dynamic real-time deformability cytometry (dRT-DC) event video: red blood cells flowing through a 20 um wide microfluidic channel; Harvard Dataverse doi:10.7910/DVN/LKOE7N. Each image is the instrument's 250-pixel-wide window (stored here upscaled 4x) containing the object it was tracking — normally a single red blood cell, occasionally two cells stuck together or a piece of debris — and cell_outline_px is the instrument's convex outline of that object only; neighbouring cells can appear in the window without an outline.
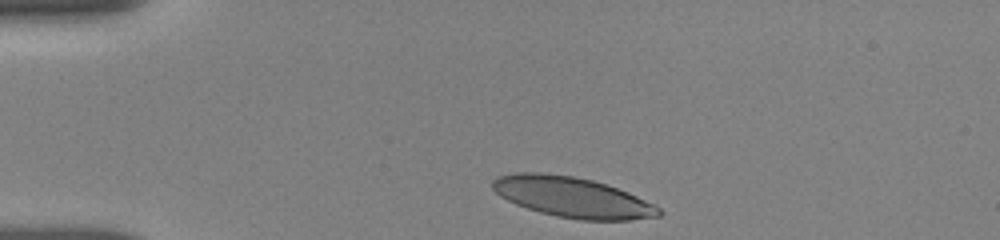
{"species": "human", "species_latin": "Homo sapiens", "temperature_condition": "room temperature", "stored_images_in_passage": 25, "camera_frame_rate_fps": 3000, "um_per_image_px": 0.085, "donor": {"sex": "female"}, "frame": {"image": 1, "passage_image": 1, "time_ms": 0.0, "image_size_px": [1000, 240], "cell_outline_px": [[664, 212], [660, 216], [632, 220], [580, 220], [556, 216], [540, 212], [516, 204], [500, 196], [492, 188], [492, 180], [496, 176], [516, 172], [540, 172], [572, 176], [592, 180], [608, 184], [628, 192], [656, 204]], "centroid_in_image_um": [48.68, 16.76], "position_along_channel_um": 36.3, "area_um2": 39.42}}
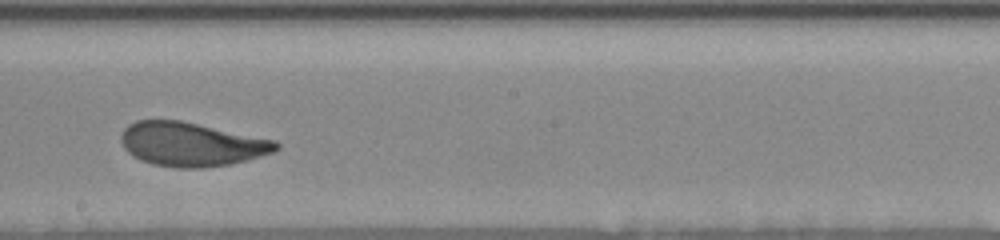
{"frame": {"image": 2, "passage_image": 15, "time_ms": 6.333, "image_size_px": [1000, 240], "cell_outline_px": [[280, 148], [276, 152], [248, 160], [228, 164], [200, 168], [176, 168], [152, 164], [140, 160], [132, 156], [124, 148], [120, 140], [120, 136], [124, 128], [128, 124], [136, 120], [180, 120], [276, 140], [280, 144]], "centroid_in_image_um": [16.27, 12.26], "position_along_channel_um": 231.9, "area_um2": 40.0}}
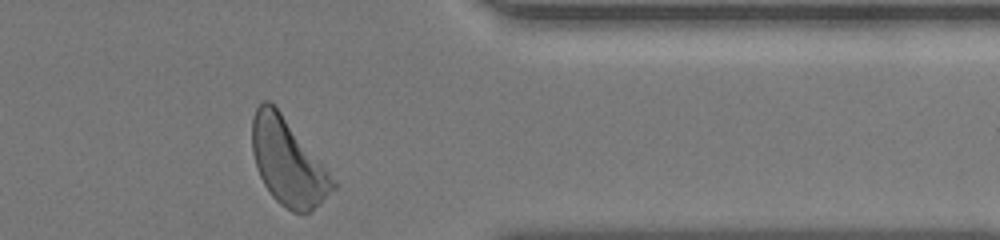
{"frame": {"image": 3, "passage_image": 25, "time_ms": 10.667, "image_size_px": [1000, 240], "cell_outline_px": [[336, 188], [320, 204], [308, 212], [292, 212], [280, 204], [272, 196], [264, 184], [256, 168], [252, 152], [252, 120], [256, 108], [264, 100], [268, 100], [280, 112], [324, 164], [336, 180]], "centroid_in_image_um": [24.48, 13.8], "position_along_channel_um": 386.9, "area_um2": 40.4}, "authors_computed_cell_mechanics": {"area_um2": 39.882, "velocity_mm_per_s": 3.8109, "shape_relaxation_time_tau1_ms": 3.4768, "shape_relaxation_time_tau2_ms": 1.0362, "deformation_change_tau1": 0.1516, "deformation_change_tau2": 0.0741}}